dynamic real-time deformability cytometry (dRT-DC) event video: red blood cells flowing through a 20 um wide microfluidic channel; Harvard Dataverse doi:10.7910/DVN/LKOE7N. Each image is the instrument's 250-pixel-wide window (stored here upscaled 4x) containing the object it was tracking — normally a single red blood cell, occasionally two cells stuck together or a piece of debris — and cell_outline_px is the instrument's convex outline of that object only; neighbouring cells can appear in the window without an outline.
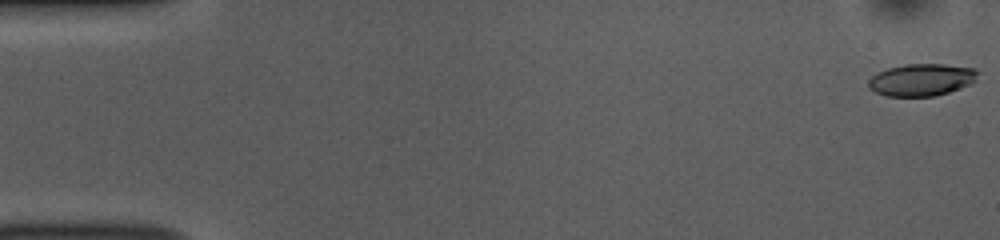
{"species": "common noctule bat (a hibernating species)", "species_latin": "Nyctalus noctula", "temperature_condition": "room temperature", "stored_images_in_passage": 52, "camera_frame_rate_fps": 3000, "um_per_image_px": 0.085, "animal": {"sex": "female", "body_mass_g": 10.0, "forearm_length_mm": 53.1}, "frame": {"image": 1, "passage_image": 1, "time_ms": 0.0, "image_size_px": [1000, 240], "cell_outline_px": [[980, 72], [976, 80], [972, 84], [936, 96], [884, 96], [868, 88], [868, 80], [872, 76], [888, 68], [904, 64], [944, 64], [976, 68]], "centroid_in_image_um": [78.37, 6.78], "position_along_channel_um": 6.6, "area_um2": 20.69}}
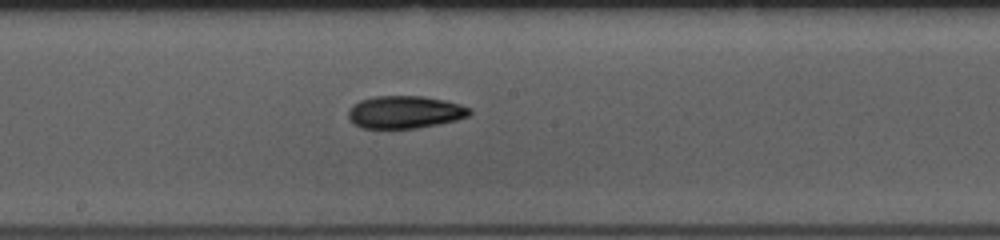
{"frame": {"image": 2, "passage_image": 28, "time_ms": 9.0, "image_size_px": [1000, 240], "cell_outline_px": [[472, 112], [468, 116], [456, 120], [416, 128], [360, 128], [348, 116], [348, 108], [352, 104], [360, 100], [372, 96], [424, 96], [444, 100], [460, 104], [472, 108]], "centroid_in_image_um": [34.41, 9.51], "position_along_channel_um": 213.8, "area_um2": 23.06}}
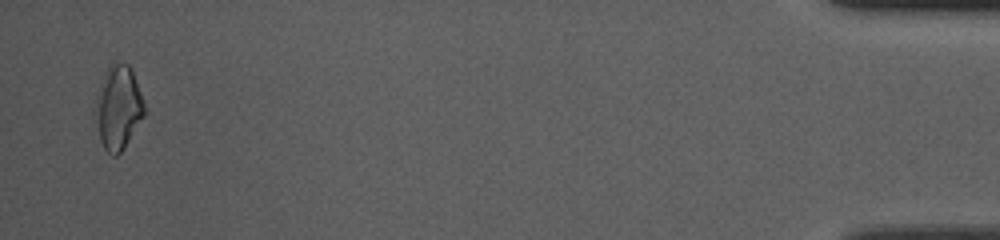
{"frame": {"image": 3, "passage_image": 51, "time_ms": 16.667, "image_size_px": [1000, 240], "cell_outline_px": [[144, 116], [124, 148], [116, 156], [112, 156], [104, 148], [100, 140], [96, 104], [96, 92], [104, 72], [112, 60], [128, 64], [132, 68], [144, 104]], "centroid_in_image_um": [10.06, 9.08], "position_along_channel_um": 425.1, "area_um2": 23.76}, "authors_computed_cell_mechanics": {"area_um2": 21.8773, "velocity_mm_per_s": 3.861, "shape_relaxation_time_tau1_ms": 5.4091, "shape_relaxation_time_tau2_ms": 5.755, "deformation_change_tau1": 0.1607, "deformation_change_tau2": 0.1339}}